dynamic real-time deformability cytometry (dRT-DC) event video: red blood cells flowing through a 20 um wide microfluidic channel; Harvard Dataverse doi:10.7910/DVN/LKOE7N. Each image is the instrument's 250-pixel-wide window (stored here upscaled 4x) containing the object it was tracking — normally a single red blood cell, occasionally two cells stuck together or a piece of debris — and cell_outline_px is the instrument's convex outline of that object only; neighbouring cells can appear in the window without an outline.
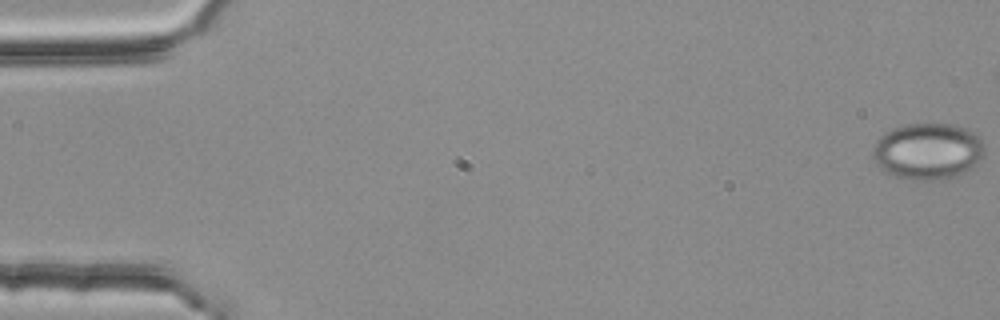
{"species": "common noctule bat (a hibernating species)", "species_latin": "Nyctalus noctula", "temperature_condition": "room temperature", "stored_images_in_passage": 10, "camera_frame_rate_fps": 3000, "um_per_image_px": 0.085, "animal": {"sex": "female", "body_mass_g": 25.1}, "frame": {"image": 1, "passage_image": 1, "time_ms": 0.0, "image_size_px": [1000, 320], "cell_outline_px": [[984, 156], [980, 160], [964, 172], [956, 176], [940, 180], [912, 180], [896, 176], [884, 172], [876, 164], [872, 156], [872, 148], [880, 136], [884, 132], [904, 124], [952, 124], [964, 128], [980, 136], [984, 144]], "centroid_in_image_um": [78.84, 12.86], "position_along_channel_um": 6.2, "area_um2": 36.99}}